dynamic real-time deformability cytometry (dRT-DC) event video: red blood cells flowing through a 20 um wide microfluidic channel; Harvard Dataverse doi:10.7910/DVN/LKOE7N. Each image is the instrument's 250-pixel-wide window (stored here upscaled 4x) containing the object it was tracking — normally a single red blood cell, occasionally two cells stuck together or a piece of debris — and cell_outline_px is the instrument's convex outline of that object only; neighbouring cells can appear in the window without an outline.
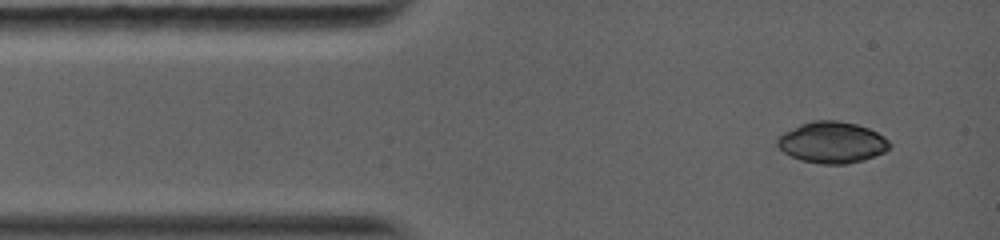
{"species": "common noctule bat (a hibernating species)", "species_latin": "Nyctalus noctula", "temperature_condition": "warm", "stored_images_in_passage": 6, "camera_frame_rate_fps": 5000, "um_per_image_px": 0.085, "animal": {"sex": "female", "body_mass_g": 19.0, "forearm_length_mm": 56.7}, "frame": {"image": 1, "passage_image": 1, "time_ms": 0.0, "image_size_px": [1000, 240], "cell_outline_px": [[892, 144], [884, 152], [864, 160], [844, 164], [820, 164], [800, 160], [784, 152], [776, 144], [776, 140], [784, 132], [800, 124], [816, 120], [836, 120], [856, 124], [868, 128], [884, 136]], "centroid_in_image_um": [70.73, 12.1], "position_along_channel_um": 14.3, "area_um2": 26.93}}
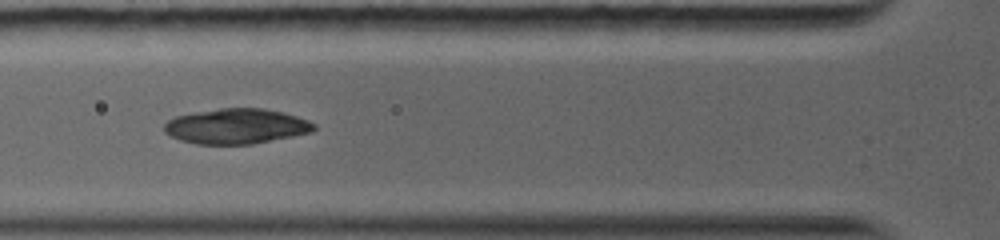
{"frame": {"image": 2, "passage_image": 4, "time_ms": 3.4, "image_size_px": [1000, 240], "cell_outline_px": [[316, 128], [312, 132], [252, 144], [196, 144], [180, 140], [164, 132], [164, 124], [168, 120], [176, 116], [196, 112], [220, 108], [264, 108], [284, 112], [308, 120], [316, 124]], "centroid_in_image_um": [20.1, 10.73], "position_along_channel_um": 105.7, "area_um2": 30.69}}
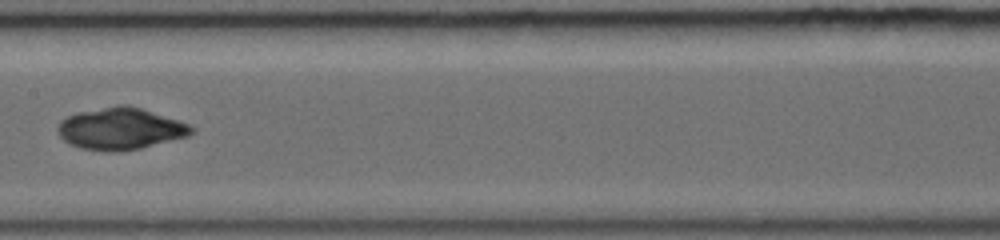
{"frame": {"image": 3, "passage_image": 6, "time_ms": 5.6, "image_size_px": [1000, 240], "cell_outline_px": [[196, 128], [188, 136], [140, 148], [112, 152], [80, 148], [68, 144], [56, 132], [56, 128], [60, 120], [76, 112], [120, 104], [124, 104], [140, 108], [180, 120]], "centroid_in_image_um": [10.2, 10.93], "position_along_channel_um": 197.2, "area_um2": 32.66}}